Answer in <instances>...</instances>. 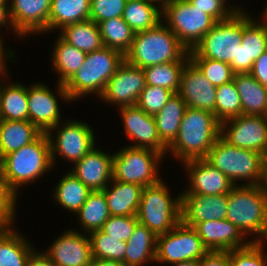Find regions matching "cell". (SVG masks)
Instances as JSON below:
<instances>
[{
    "label": "cell",
    "instance_id": "cell-1",
    "mask_svg": "<svg viewBox=\"0 0 267 266\" xmlns=\"http://www.w3.org/2000/svg\"><path fill=\"white\" fill-rule=\"evenodd\" d=\"M220 131L221 123L213 112L187 107L177 138L167 151L182 162L206 158Z\"/></svg>",
    "mask_w": 267,
    "mask_h": 266
},
{
    "label": "cell",
    "instance_id": "cell-2",
    "mask_svg": "<svg viewBox=\"0 0 267 266\" xmlns=\"http://www.w3.org/2000/svg\"><path fill=\"white\" fill-rule=\"evenodd\" d=\"M51 168L50 142L46 133L0 160L5 187L15 198L19 187L35 182Z\"/></svg>",
    "mask_w": 267,
    "mask_h": 266
},
{
    "label": "cell",
    "instance_id": "cell-3",
    "mask_svg": "<svg viewBox=\"0 0 267 266\" xmlns=\"http://www.w3.org/2000/svg\"><path fill=\"white\" fill-rule=\"evenodd\" d=\"M187 54L188 50L177 36L160 21L149 30L135 33L132 45L124 57L130 65L145 68L181 61Z\"/></svg>",
    "mask_w": 267,
    "mask_h": 266
},
{
    "label": "cell",
    "instance_id": "cell-4",
    "mask_svg": "<svg viewBox=\"0 0 267 266\" xmlns=\"http://www.w3.org/2000/svg\"><path fill=\"white\" fill-rule=\"evenodd\" d=\"M251 242L267 241V197L260 185H236L228 193L227 217Z\"/></svg>",
    "mask_w": 267,
    "mask_h": 266
},
{
    "label": "cell",
    "instance_id": "cell-5",
    "mask_svg": "<svg viewBox=\"0 0 267 266\" xmlns=\"http://www.w3.org/2000/svg\"><path fill=\"white\" fill-rule=\"evenodd\" d=\"M124 60L121 52L109 47L87 53L81 67L64 84L70 101L91 93L101 97L108 81Z\"/></svg>",
    "mask_w": 267,
    "mask_h": 266
},
{
    "label": "cell",
    "instance_id": "cell-6",
    "mask_svg": "<svg viewBox=\"0 0 267 266\" xmlns=\"http://www.w3.org/2000/svg\"><path fill=\"white\" fill-rule=\"evenodd\" d=\"M205 159L226 175L235 186L240 179L245 181L241 185H260L264 154L229 145L219 137Z\"/></svg>",
    "mask_w": 267,
    "mask_h": 266
},
{
    "label": "cell",
    "instance_id": "cell-7",
    "mask_svg": "<svg viewBox=\"0 0 267 266\" xmlns=\"http://www.w3.org/2000/svg\"><path fill=\"white\" fill-rule=\"evenodd\" d=\"M161 179L143 188L137 213L138 222L156 236L171 231L181 221V194L172 198Z\"/></svg>",
    "mask_w": 267,
    "mask_h": 266
},
{
    "label": "cell",
    "instance_id": "cell-8",
    "mask_svg": "<svg viewBox=\"0 0 267 266\" xmlns=\"http://www.w3.org/2000/svg\"><path fill=\"white\" fill-rule=\"evenodd\" d=\"M162 21L188 51L193 50L217 22L188 0H169L162 7Z\"/></svg>",
    "mask_w": 267,
    "mask_h": 266
},
{
    "label": "cell",
    "instance_id": "cell-9",
    "mask_svg": "<svg viewBox=\"0 0 267 266\" xmlns=\"http://www.w3.org/2000/svg\"><path fill=\"white\" fill-rule=\"evenodd\" d=\"M242 37L243 12L234 13L230 18L216 22L194 49L188 51L189 57L223 61L232 67Z\"/></svg>",
    "mask_w": 267,
    "mask_h": 266
},
{
    "label": "cell",
    "instance_id": "cell-10",
    "mask_svg": "<svg viewBox=\"0 0 267 266\" xmlns=\"http://www.w3.org/2000/svg\"><path fill=\"white\" fill-rule=\"evenodd\" d=\"M162 157L152 149L125 146L113 154L112 179L143 187L157 184L162 179L158 175Z\"/></svg>",
    "mask_w": 267,
    "mask_h": 266
},
{
    "label": "cell",
    "instance_id": "cell-11",
    "mask_svg": "<svg viewBox=\"0 0 267 266\" xmlns=\"http://www.w3.org/2000/svg\"><path fill=\"white\" fill-rule=\"evenodd\" d=\"M53 131L57 132L55 138L52 136ZM93 131L86 122L68 119L65 123L61 121L51 128L46 134L50 142L53 167L56 162V154L75 164L93 147H96L94 146L96 142Z\"/></svg>",
    "mask_w": 267,
    "mask_h": 266
},
{
    "label": "cell",
    "instance_id": "cell-12",
    "mask_svg": "<svg viewBox=\"0 0 267 266\" xmlns=\"http://www.w3.org/2000/svg\"><path fill=\"white\" fill-rule=\"evenodd\" d=\"M207 252L196 230L180 221L171 231L157 236L155 262L172 266L185 260H200Z\"/></svg>",
    "mask_w": 267,
    "mask_h": 266
},
{
    "label": "cell",
    "instance_id": "cell-13",
    "mask_svg": "<svg viewBox=\"0 0 267 266\" xmlns=\"http://www.w3.org/2000/svg\"><path fill=\"white\" fill-rule=\"evenodd\" d=\"M220 137L229 145L267 153V116L239 115L221 123Z\"/></svg>",
    "mask_w": 267,
    "mask_h": 266
},
{
    "label": "cell",
    "instance_id": "cell-14",
    "mask_svg": "<svg viewBox=\"0 0 267 266\" xmlns=\"http://www.w3.org/2000/svg\"><path fill=\"white\" fill-rule=\"evenodd\" d=\"M145 86L144 68L132 66L124 60L108 81L100 99L109 104L118 105L119 108L136 105Z\"/></svg>",
    "mask_w": 267,
    "mask_h": 266
},
{
    "label": "cell",
    "instance_id": "cell-15",
    "mask_svg": "<svg viewBox=\"0 0 267 266\" xmlns=\"http://www.w3.org/2000/svg\"><path fill=\"white\" fill-rule=\"evenodd\" d=\"M118 110L126 136L135 141L129 147L152 149L163 156L168 153V147L159 137L154 116L147 114L137 105L124 106Z\"/></svg>",
    "mask_w": 267,
    "mask_h": 266
},
{
    "label": "cell",
    "instance_id": "cell-16",
    "mask_svg": "<svg viewBox=\"0 0 267 266\" xmlns=\"http://www.w3.org/2000/svg\"><path fill=\"white\" fill-rule=\"evenodd\" d=\"M52 0H11L9 16L14 33L19 37L49 32Z\"/></svg>",
    "mask_w": 267,
    "mask_h": 266
},
{
    "label": "cell",
    "instance_id": "cell-17",
    "mask_svg": "<svg viewBox=\"0 0 267 266\" xmlns=\"http://www.w3.org/2000/svg\"><path fill=\"white\" fill-rule=\"evenodd\" d=\"M177 94L187 107L208 110L215 114L216 87L191 60L182 70Z\"/></svg>",
    "mask_w": 267,
    "mask_h": 266
},
{
    "label": "cell",
    "instance_id": "cell-18",
    "mask_svg": "<svg viewBox=\"0 0 267 266\" xmlns=\"http://www.w3.org/2000/svg\"><path fill=\"white\" fill-rule=\"evenodd\" d=\"M67 230L44 253L56 266H89L92 261L88 234Z\"/></svg>",
    "mask_w": 267,
    "mask_h": 266
},
{
    "label": "cell",
    "instance_id": "cell-19",
    "mask_svg": "<svg viewBox=\"0 0 267 266\" xmlns=\"http://www.w3.org/2000/svg\"><path fill=\"white\" fill-rule=\"evenodd\" d=\"M189 174L190 186L181 194H228L235 186L232 181L205 158L183 162Z\"/></svg>",
    "mask_w": 267,
    "mask_h": 266
},
{
    "label": "cell",
    "instance_id": "cell-20",
    "mask_svg": "<svg viewBox=\"0 0 267 266\" xmlns=\"http://www.w3.org/2000/svg\"><path fill=\"white\" fill-rule=\"evenodd\" d=\"M228 194H181V221L194 227L197 223L224 220L227 217Z\"/></svg>",
    "mask_w": 267,
    "mask_h": 266
},
{
    "label": "cell",
    "instance_id": "cell-21",
    "mask_svg": "<svg viewBox=\"0 0 267 266\" xmlns=\"http://www.w3.org/2000/svg\"><path fill=\"white\" fill-rule=\"evenodd\" d=\"M53 92L43 83L27 87L28 120L42 133H47L61 120V112Z\"/></svg>",
    "mask_w": 267,
    "mask_h": 266
},
{
    "label": "cell",
    "instance_id": "cell-22",
    "mask_svg": "<svg viewBox=\"0 0 267 266\" xmlns=\"http://www.w3.org/2000/svg\"><path fill=\"white\" fill-rule=\"evenodd\" d=\"M70 172L91 191H102L112 180L113 154L93 147Z\"/></svg>",
    "mask_w": 267,
    "mask_h": 266
},
{
    "label": "cell",
    "instance_id": "cell-23",
    "mask_svg": "<svg viewBox=\"0 0 267 266\" xmlns=\"http://www.w3.org/2000/svg\"><path fill=\"white\" fill-rule=\"evenodd\" d=\"M193 228L208 251H231L251 242H247L241 231L227 219L200 222Z\"/></svg>",
    "mask_w": 267,
    "mask_h": 266
},
{
    "label": "cell",
    "instance_id": "cell-24",
    "mask_svg": "<svg viewBox=\"0 0 267 266\" xmlns=\"http://www.w3.org/2000/svg\"><path fill=\"white\" fill-rule=\"evenodd\" d=\"M52 65L58 76L57 93L63 100L70 101L64 84L76 73L83 64L86 52L77 49L75 46L64 41L60 36L52 49Z\"/></svg>",
    "mask_w": 267,
    "mask_h": 266
},
{
    "label": "cell",
    "instance_id": "cell-25",
    "mask_svg": "<svg viewBox=\"0 0 267 266\" xmlns=\"http://www.w3.org/2000/svg\"><path fill=\"white\" fill-rule=\"evenodd\" d=\"M104 193L110 216H137L143 186L112 179ZM111 188V189H110Z\"/></svg>",
    "mask_w": 267,
    "mask_h": 266
},
{
    "label": "cell",
    "instance_id": "cell-26",
    "mask_svg": "<svg viewBox=\"0 0 267 266\" xmlns=\"http://www.w3.org/2000/svg\"><path fill=\"white\" fill-rule=\"evenodd\" d=\"M233 80L240 95L242 115L267 116V87L250 73H236Z\"/></svg>",
    "mask_w": 267,
    "mask_h": 266
},
{
    "label": "cell",
    "instance_id": "cell-27",
    "mask_svg": "<svg viewBox=\"0 0 267 266\" xmlns=\"http://www.w3.org/2000/svg\"><path fill=\"white\" fill-rule=\"evenodd\" d=\"M41 134L29 120H0V160L35 141Z\"/></svg>",
    "mask_w": 267,
    "mask_h": 266
},
{
    "label": "cell",
    "instance_id": "cell-28",
    "mask_svg": "<svg viewBox=\"0 0 267 266\" xmlns=\"http://www.w3.org/2000/svg\"><path fill=\"white\" fill-rule=\"evenodd\" d=\"M157 236L146 226L138 223L126 241L124 266H143L155 262Z\"/></svg>",
    "mask_w": 267,
    "mask_h": 266
},
{
    "label": "cell",
    "instance_id": "cell-29",
    "mask_svg": "<svg viewBox=\"0 0 267 266\" xmlns=\"http://www.w3.org/2000/svg\"><path fill=\"white\" fill-rule=\"evenodd\" d=\"M11 226L0 227V266H26L35 247Z\"/></svg>",
    "mask_w": 267,
    "mask_h": 266
},
{
    "label": "cell",
    "instance_id": "cell-30",
    "mask_svg": "<svg viewBox=\"0 0 267 266\" xmlns=\"http://www.w3.org/2000/svg\"><path fill=\"white\" fill-rule=\"evenodd\" d=\"M186 108L184 100L175 93L166 105L154 115L159 137L167 147L177 138Z\"/></svg>",
    "mask_w": 267,
    "mask_h": 266
},
{
    "label": "cell",
    "instance_id": "cell-31",
    "mask_svg": "<svg viewBox=\"0 0 267 266\" xmlns=\"http://www.w3.org/2000/svg\"><path fill=\"white\" fill-rule=\"evenodd\" d=\"M91 0H52L49 32L90 19Z\"/></svg>",
    "mask_w": 267,
    "mask_h": 266
},
{
    "label": "cell",
    "instance_id": "cell-32",
    "mask_svg": "<svg viewBox=\"0 0 267 266\" xmlns=\"http://www.w3.org/2000/svg\"><path fill=\"white\" fill-rule=\"evenodd\" d=\"M59 31L64 41L86 53L104 47L99 26L90 19L66 25Z\"/></svg>",
    "mask_w": 267,
    "mask_h": 266
},
{
    "label": "cell",
    "instance_id": "cell-33",
    "mask_svg": "<svg viewBox=\"0 0 267 266\" xmlns=\"http://www.w3.org/2000/svg\"><path fill=\"white\" fill-rule=\"evenodd\" d=\"M155 4L150 0H127L123 20L135 33L149 30L162 21V7Z\"/></svg>",
    "mask_w": 267,
    "mask_h": 266
},
{
    "label": "cell",
    "instance_id": "cell-34",
    "mask_svg": "<svg viewBox=\"0 0 267 266\" xmlns=\"http://www.w3.org/2000/svg\"><path fill=\"white\" fill-rule=\"evenodd\" d=\"M0 120H28L27 87L22 83L0 82Z\"/></svg>",
    "mask_w": 267,
    "mask_h": 266
},
{
    "label": "cell",
    "instance_id": "cell-35",
    "mask_svg": "<svg viewBox=\"0 0 267 266\" xmlns=\"http://www.w3.org/2000/svg\"><path fill=\"white\" fill-rule=\"evenodd\" d=\"M91 192L77 177L68 172L55 186L53 199L58 205L76 214Z\"/></svg>",
    "mask_w": 267,
    "mask_h": 266
},
{
    "label": "cell",
    "instance_id": "cell-36",
    "mask_svg": "<svg viewBox=\"0 0 267 266\" xmlns=\"http://www.w3.org/2000/svg\"><path fill=\"white\" fill-rule=\"evenodd\" d=\"M77 214L85 234L101 230L103 224L110 217L104 193L102 191H92Z\"/></svg>",
    "mask_w": 267,
    "mask_h": 266
},
{
    "label": "cell",
    "instance_id": "cell-37",
    "mask_svg": "<svg viewBox=\"0 0 267 266\" xmlns=\"http://www.w3.org/2000/svg\"><path fill=\"white\" fill-rule=\"evenodd\" d=\"M104 47L117 50L125 55L133 42L135 32L123 17L107 19L98 24Z\"/></svg>",
    "mask_w": 267,
    "mask_h": 266
},
{
    "label": "cell",
    "instance_id": "cell-38",
    "mask_svg": "<svg viewBox=\"0 0 267 266\" xmlns=\"http://www.w3.org/2000/svg\"><path fill=\"white\" fill-rule=\"evenodd\" d=\"M190 60L189 53L181 60L144 68L146 84L160 86L178 93L180 78L185 64Z\"/></svg>",
    "mask_w": 267,
    "mask_h": 266
},
{
    "label": "cell",
    "instance_id": "cell-39",
    "mask_svg": "<svg viewBox=\"0 0 267 266\" xmlns=\"http://www.w3.org/2000/svg\"><path fill=\"white\" fill-rule=\"evenodd\" d=\"M243 12V37L241 44H245L247 62H255L266 51V17L260 22Z\"/></svg>",
    "mask_w": 267,
    "mask_h": 266
},
{
    "label": "cell",
    "instance_id": "cell-40",
    "mask_svg": "<svg viewBox=\"0 0 267 266\" xmlns=\"http://www.w3.org/2000/svg\"><path fill=\"white\" fill-rule=\"evenodd\" d=\"M242 115L240 95L234 80L216 87L215 116L222 123Z\"/></svg>",
    "mask_w": 267,
    "mask_h": 266
},
{
    "label": "cell",
    "instance_id": "cell-41",
    "mask_svg": "<svg viewBox=\"0 0 267 266\" xmlns=\"http://www.w3.org/2000/svg\"><path fill=\"white\" fill-rule=\"evenodd\" d=\"M88 236L91 243L92 258L109 259L124 264L126 242L118 241L102 230L93 231Z\"/></svg>",
    "mask_w": 267,
    "mask_h": 266
},
{
    "label": "cell",
    "instance_id": "cell-42",
    "mask_svg": "<svg viewBox=\"0 0 267 266\" xmlns=\"http://www.w3.org/2000/svg\"><path fill=\"white\" fill-rule=\"evenodd\" d=\"M205 77L215 86H221L233 80L235 73L229 63L209 58H190Z\"/></svg>",
    "mask_w": 267,
    "mask_h": 266
},
{
    "label": "cell",
    "instance_id": "cell-43",
    "mask_svg": "<svg viewBox=\"0 0 267 266\" xmlns=\"http://www.w3.org/2000/svg\"><path fill=\"white\" fill-rule=\"evenodd\" d=\"M264 242H250L246 247L229 251L230 266H267Z\"/></svg>",
    "mask_w": 267,
    "mask_h": 266
},
{
    "label": "cell",
    "instance_id": "cell-44",
    "mask_svg": "<svg viewBox=\"0 0 267 266\" xmlns=\"http://www.w3.org/2000/svg\"><path fill=\"white\" fill-rule=\"evenodd\" d=\"M173 92L160 86L146 84L139 95L136 105L147 114H157L173 96Z\"/></svg>",
    "mask_w": 267,
    "mask_h": 266
},
{
    "label": "cell",
    "instance_id": "cell-45",
    "mask_svg": "<svg viewBox=\"0 0 267 266\" xmlns=\"http://www.w3.org/2000/svg\"><path fill=\"white\" fill-rule=\"evenodd\" d=\"M127 0H91L90 20L96 24L100 22L122 17Z\"/></svg>",
    "mask_w": 267,
    "mask_h": 266
},
{
    "label": "cell",
    "instance_id": "cell-46",
    "mask_svg": "<svg viewBox=\"0 0 267 266\" xmlns=\"http://www.w3.org/2000/svg\"><path fill=\"white\" fill-rule=\"evenodd\" d=\"M138 223L137 216H110L101 230L118 241L126 242Z\"/></svg>",
    "mask_w": 267,
    "mask_h": 266
},
{
    "label": "cell",
    "instance_id": "cell-47",
    "mask_svg": "<svg viewBox=\"0 0 267 266\" xmlns=\"http://www.w3.org/2000/svg\"><path fill=\"white\" fill-rule=\"evenodd\" d=\"M194 7H198L203 12L212 16L217 22L230 18L234 13H241L243 9L230 5L227 7L222 0H188Z\"/></svg>",
    "mask_w": 267,
    "mask_h": 266
},
{
    "label": "cell",
    "instance_id": "cell-48",
    "mask_svg": "<svg viewBox=\"0 0 267 266\" xmlns=\"http://www.w3.org/2000/svg\"><path fill=\"white\" fill-rule=\"evenodd\" d=\"M17 199L6 189L0 172V227L13 225Z\"/></svg>",
    "mask_w": 267,
    "mask_h": 266
},
{
    "label": "cell",
    "instance_id": "cell-49",
    "mask_svg": "<svg viewBox=\"0 0 267 266\" xmlns=\"http://www.w3.org/2000/svg\"><path fill=\"white\" fill-rule=\"evenodd\" d=\"M200 266H230L229 251H208L200 259Z\"/></svg>",
    "mask_w": 267,
    "mask_h": 266
},
{
    "label": "cell",
    "instance_id": "cell-50",
    "mask_svg": "<svg viewBox=\"0 0 267 266\" xmlns=\"http://www.w3.org/2000/svg\"><path fill=\"white\" fill-rule=\"evenodd\" d=\"M254 62H247V52L245 44H239L236 52V63L231 67L232 71L236 73H250Z\"/></svg>",
    "mask_w": 267,
    "mask_h": 266
},
{
    "label": "cell",
    "instance_id": "cell-51",
    "mask_svg": "<svg viewBox=\"0 0 267 266\" xmlns=\"http://www.w3.org/2000/svg\"><path fill=\"white\" fill-rule=\"evenodd\" d=\"M250 74L267 87V51L261 54L253 64Z\"/></svg>",
    "mask_w": 267,
    "mask_h": 266
},
{
    "label": "cell",
    "instance_id": "cell-52",
    "mask_svg": "<svg viewBox=\"0 0 267 266\" xmlns=\"http://www.w3.org/2000/svg\"><path fill=\"white\" fill-rule=\"evenodd\" d=\"M26 266H56L51 259L42 251L36 249L30 254Z\"/></svg>",
    "mask_w": 267,
    "mask_h": 266
},
{
    "label": "cell",
    "instance_id": "cell-53",
    "mask_svg": "<svg viewBox=\"0 0 267 266\" xmlns=\"http://www.w3.org/2000/svg\"><path fill=\"white\" fill-rule=\"evenodd\" d=\"M2 26H6L7 29L11 28V30L13 29L14 31V28H13V25L11 23L10 16H9L8 4H0V29ZM0 40L3 42L1 36H0Z\"/></svg>",
    "mask_w": 267,
    "mask_h": 266
},
{
    "label": "cell",
    "instance_id": "cell-54",
    "mask_svg": "<svg viewBox=\"0 0 267 266\" xmlns=\"http://www.w3.org/2000/svg\"><path fill=\"white\" fill-rule=\"evenodd\" d=\"M4 44L3 42L0 40V72L6 73L8 71H6V59H14V57H16V55L14 54L13 50H5L4 48Z\"/></svg>",
    "mask_w": 267,
    "mask_h": 266
},
{
    "label": "cell",
    "instance_id": "cell-55",
    "mask_svg": "<svg viewBox=\"0 0 267 266\" xmlns=\"http://www.w3.org/2000/svg\"><path fill=\"white\" fill-rule=\"evenodd\" d=\"M89 266H124V264L122 262L109 259L92 258Z\"/></svg>",
    "mask_w": 267,
    "mask_h": 266
},
{
    "label": "cell",
    "instance_id": "cell-56",
    "mask_svg": "<svg viewBox=\"0 0 267 266\" xmlns=\"http://www.w3.org/2000/svg\"><path fill=\"white\" fill-rule=\"evenodd\" d=\"M260 187L267 197V153L264 155L263 174L260 182Z\"/></svg>",
    "mask_w": 267,
    "mask_h": 266
},
{
    "label": "cell",
    "instance_id": "cell-57",
    "mask_svg": "<svg viewBox=\"0 0 267 266\" xmlns=\"http://www.w3.org/2000/svg\"><path fill=\"white\" fill-rule=\"evenodd\" d=\"M173 266H200V260L190 259L183 262H177Z\"/></svg>",
    "mask_w": 267,
    "mask_h": 266
},
{
    "label": "cell",
    "instance_id": "cell-58",
    "mask_svg": "<svg viewBox=\"0 0 267 266\" xmlns=\"http://www.w3.org/2000/svg\"><path fill=\"white\" fill-rule=\"evenodd\" d=\"M150 1L158 3L160 7H163L169 0H150Z\"/></svg>",
    "mask_w": 267,
    "mask_h": 266
},
{
    "label": "cell",
    "instance_id": "cell-59",
    "mask_svg": "<svg viewBox=\"0 0 267 266\" xmlns=\"http://www.w3.org/2000/svg\"><path fill=\"white\" fill-rule=\"evenodd\" d=\"M10 3V0H0V4H8Z\"/></svg>",
    "mask_w": 267,
    "mask_h": 266
},
{
    "label": "cell",
    "instance_id": "cell-60",
    "mask_svg": "<svg viewBox=\"0 0 267 266\" xmlns=\"http://www.w3.org/2000/svg\"><path fill=\"white\" fill-rule=\"evenodd\" d=\"M264 9H265V10L263 11V13H264L263 16L267 18V5L265 6Z\"/></svg>",
    "mask_w": 267,
    "mask_h": 266
},
{
    "label": "cell",
    "instance_id": "cell-61",
    "mask_svg": "<svg viewBox=\"0 0 267 266\" xmlns=\"http://www.w3.org/2000/svg\"><path fill=\"white\" fill-rule=\"evenodd\" d=\"M7 73L8 72H6V73L0 72V76L3 77V78H5L6 76H8Z\"/></svg>",
    "mask_w": 267,
    "mask_h": 266
},
{
    "label": "cell",
    "instance_id": "cell-62",
    "mask_svg": "<svg viewBox=\"0 0 267 266\" xmlns=\"http://www.w3.org/2000/svg\"><path fill=\"white\" fill-rule=\"evenodd\" d=\"M266 51H267V18H266Z\"/></svg>",
    "mask_w": 267,
    "mask_h": 266
}]
</instances>
